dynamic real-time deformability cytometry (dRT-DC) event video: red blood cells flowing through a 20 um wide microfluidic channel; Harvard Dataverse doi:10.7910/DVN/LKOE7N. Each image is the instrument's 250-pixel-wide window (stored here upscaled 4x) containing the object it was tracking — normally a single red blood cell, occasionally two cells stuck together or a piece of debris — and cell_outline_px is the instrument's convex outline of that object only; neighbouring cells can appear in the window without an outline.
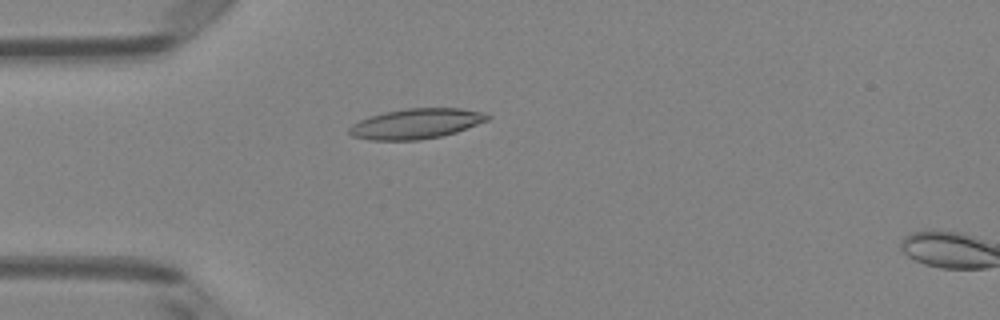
{"species": "Egyptian fruit bat (a non-hibernating species)", "species_latin": "Rousettus aegyptiacus", "temperature_condition": "room temperature", "stored_images_in_passage": 16, "camera_frame_rate_fps": 3000, "um_per_image_px": 0.085, "animal": {"sex": "female"}, "frame": {"image": 1, "passage_image": 14, "time_ms": 4.333, "image_size_px": [1000, 320], "cell_outline_px": [[492, 116], [488, 120], [456, 132], [440, 136], [420, 140], [368, 140], [352, 136], [348, 132], [348, 128], [352, 124], [368, 116], [384, 112], [408, 108], [460, 108], [480, 112]], "centroid_in_image_um": [35.33, 10.51], "position_along_channel_um": 49.7, "area_um2": 24.28}}